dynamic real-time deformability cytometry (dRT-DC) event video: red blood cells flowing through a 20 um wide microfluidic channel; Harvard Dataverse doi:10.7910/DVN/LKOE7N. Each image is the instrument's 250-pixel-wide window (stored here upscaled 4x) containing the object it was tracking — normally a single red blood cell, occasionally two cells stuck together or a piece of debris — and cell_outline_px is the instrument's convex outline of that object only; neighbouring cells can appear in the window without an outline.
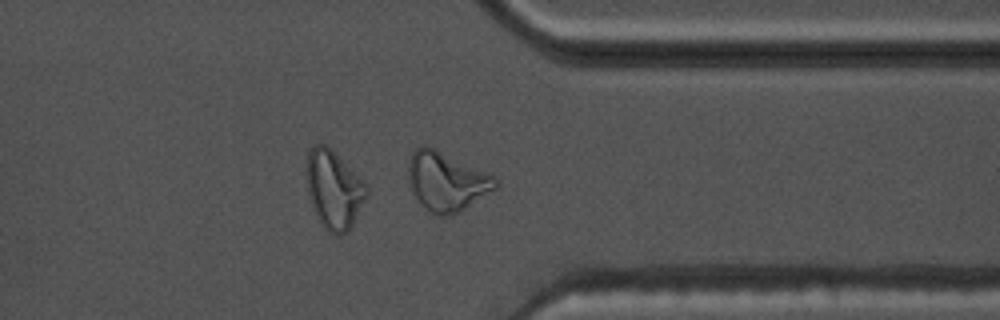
{"species": "common noctule bat (a hibernating species)", "species_latin": "Nyctalus noctula", "temperature_condition": "warm", "stored_images_in_passage": 35, "camera_frame_rate_fps": 3000, "um_per_image_px": 0.085, "animal": {"sex": "male", "body_mass_g": 17.5, "forearm_length_mm": 52.3}, "frame": {"image": 1, "passage_image": 30, "time_ms": 9.667, "image_size_px": [1000, 320], "cell_outline_px": [[500, 184], [496, 188], [460, 212], [448, 216], [436, 216], [428, 212], [420, 204], [408, 180], [408, 160], [412, 152], [420, 144], [428, 144], [496, 176], [500, 180]], "centroid_in_image_um": [37.96, 15.4], "position_along_channel_um": 373.4, "area_um2": 30.58}}